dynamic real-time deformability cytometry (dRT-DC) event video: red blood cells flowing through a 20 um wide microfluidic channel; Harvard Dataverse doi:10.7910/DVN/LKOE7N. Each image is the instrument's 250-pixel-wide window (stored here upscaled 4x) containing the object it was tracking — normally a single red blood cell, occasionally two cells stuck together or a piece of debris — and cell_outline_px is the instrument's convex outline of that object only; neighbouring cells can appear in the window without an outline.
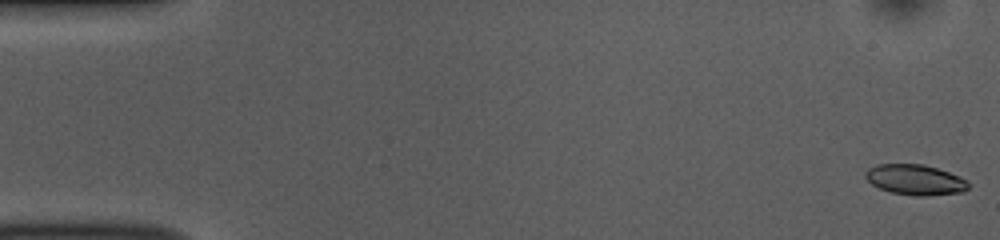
{"species": "common noctule bat (a hibernating species)", "species_latin": "Nyctalus noctula", "temperature_condition": "room temperature", "stored_images_in_passage": 52, "camera_frame_rate_fps": 3000, "um_per_image_px": 0.085, "animal": {"sex": "female", "body_mass_g": 10.0, "forearm_length_mm": 53.1}, "frame": {"image": 1, "passage_image": 1, "time_ms": 0.0, "image_size_px": [1000, 240], "cell_outline_px": [[968, 188], [964, 192], [928, 196], [916, 196], [892, 192], [880, 188], [872, 184], [864, 176], [864, 172], [868, 168], [876, 164], [924, 164], [960, 176], [968, 180]], "centroid_in_image_um": [77.8, 15.28], "position_along_channel_um": 7.2, "area_um2": 18.32}}
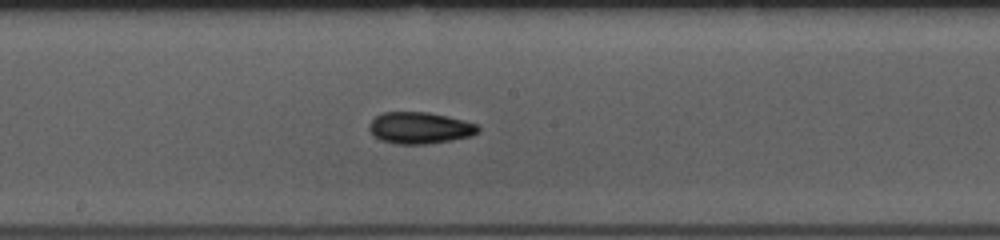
{"frame": {"image": 2, "passage_image": 28, "time_ms": 9.0, "image_size_px": [1000, 240], "cell_outline_px": [[480, 132], [472, 136], [428, 144], [396, 144], [380, 140], [368, 128], [368, 124], [380, 112], [428, 112], [448, 116], [464, 120], [476, 124], [480, 128]], "centroid_in_image_um": [35.69, 10.87], "position_along_channel_um": 212.5, "area_um2": 20.17}}
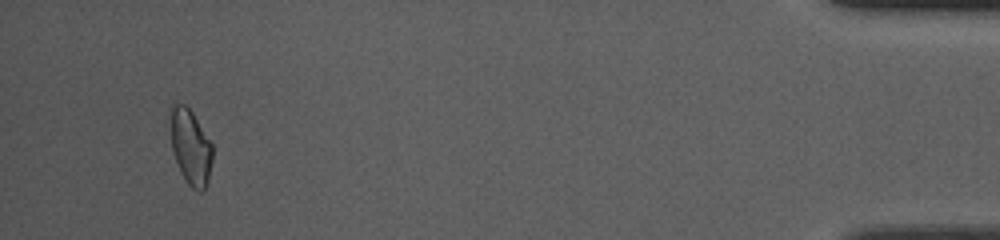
{"frame": {"image": 3, "passage_image": 50, "time_ms": 16.333, "image_size_px": [1000, 240], "cell_outline_px": [[212, 160], [208, 180], [204, 188], [200, 192], [196, 192], [188, 184], [180, 172], [172, 152], [168, 116], [168, 108], [172, 100], [184, 104], [192, 112], [212, 144]], "centroid_in_image_um": [16.13, 12.41], "position_along_channel_um": 419.1, "area_um2": 19.07}, "authors_computed_cell_mechanics": {"area_um2": 18.9295, "velocity_mm_per_s": 3.8183, "shape_relaxation_time_tau1_ms": 5.3889, "shape_relaxation_time_tau2_ms": 5.1573, "deformation_change_tau1": 0.1159, "deformation_change_tau2": 0.118}}